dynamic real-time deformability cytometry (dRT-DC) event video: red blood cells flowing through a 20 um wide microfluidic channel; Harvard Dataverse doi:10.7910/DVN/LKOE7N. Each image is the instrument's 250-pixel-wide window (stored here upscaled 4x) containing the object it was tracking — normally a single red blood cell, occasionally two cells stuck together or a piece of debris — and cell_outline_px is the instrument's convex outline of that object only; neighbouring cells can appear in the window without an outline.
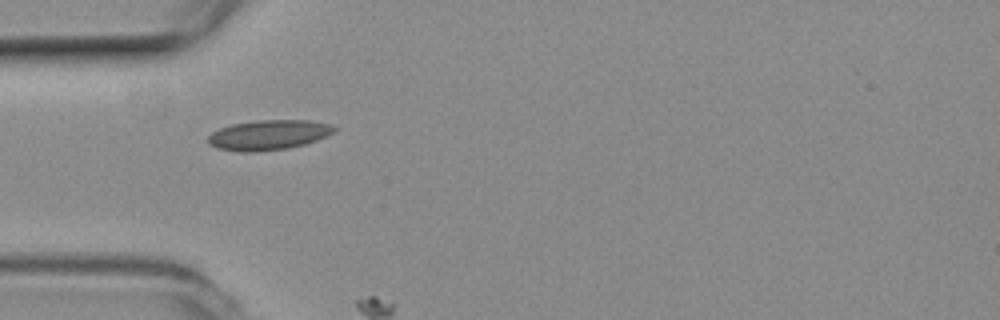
{"species": "common noctule bat (a hibernating species)", "species_latin": "Nyctalus noctula", "temperature_condition": "room temperature", "stored_images_in_passage": 2, "camera_frame_rate_fps": 3000, "um_per_image_px": 0.085, "animal": {"sex": "female", "body_mass_g": 19.3, "forearm_length_mm": 54.1}, "frame": {"image": 1, "passage_image": 1, "time_ms": 0.0, "image_size_px": [1000, 320], "cell_outline_px": [[336, 128], [332, 132], [316, 140], [304, 144], [288, 148], [252, 152], [240, 152], [216, 148], [208, 144], [208, 136], [212, 132], [220, 128], [232, 124], [260, 120], [308, 120], [332, 124]], "centroid_in_image_um": [22.78, 11.47], "position_along_channel_um": 62.2, "area_um2": 21.91}}